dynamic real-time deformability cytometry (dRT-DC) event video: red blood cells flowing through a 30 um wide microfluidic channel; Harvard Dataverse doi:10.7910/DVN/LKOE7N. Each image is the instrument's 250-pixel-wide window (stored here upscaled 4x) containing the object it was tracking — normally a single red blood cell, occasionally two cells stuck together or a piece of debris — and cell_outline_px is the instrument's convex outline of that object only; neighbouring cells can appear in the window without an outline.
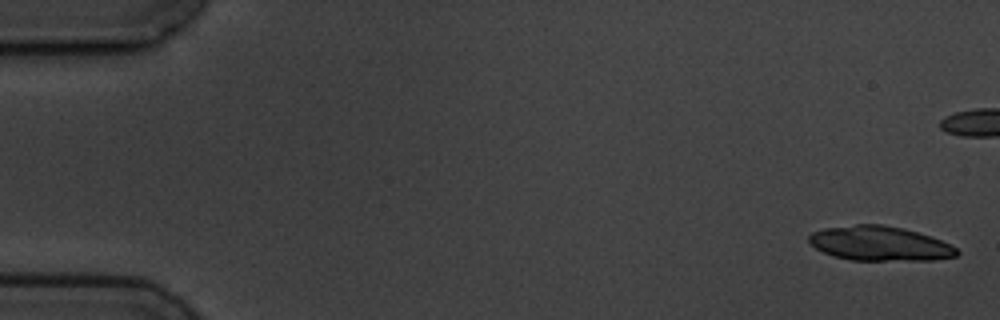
{"species": "common noctule bat (a hibernating species)", "species_latin": "Nyctalus noctula", "temperature_condition": "cold", "stored_images_in_passage": 7, "segment_of_instrument_passage": [1, 2], "camera_frame_rate_fps": 3000, "um_per_image_px": 0.085, "animal": {"sex": "male", "body_mass_g": 19.5, "forearm_length_mm": 54.6}, "frame": {"image": 1, "passage_image": 1, "time_ms": 0.0, "image_size_px": [1000, 320], "cell_outline_px": [[960, 252], [956, 256], [932, 260], [852, 260], [832, 256], [816, 248], [808, 240], [808, 236], [812, 232], [824, 228], [856, 224], [884, 224], [904, 228], [932, 236], [956, 248]], "centroid_in_image_um": [74.77, 20.69], "position_along_channel_um": 10.2, "area_um2": 29.82}}